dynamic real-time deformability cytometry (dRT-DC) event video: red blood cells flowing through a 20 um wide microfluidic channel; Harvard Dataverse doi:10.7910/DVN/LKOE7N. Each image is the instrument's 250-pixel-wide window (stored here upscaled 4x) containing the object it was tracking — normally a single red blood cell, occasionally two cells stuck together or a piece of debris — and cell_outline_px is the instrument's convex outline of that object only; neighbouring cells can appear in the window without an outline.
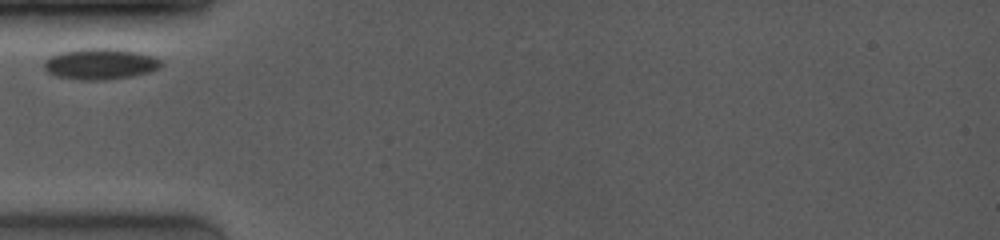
{"species": "common noctule bat (a hibernating species)", "species_latin": "Nyctalus noctula", "temperature_condition": "room temperature", "stored_images_in_passage": 3, "camera_frame_rate_fps": 4000, "um_per_image_px": 0.085, "animal": {"sex": "female", "body_mass_g": 19.0, "forearm_length_mm": 53.3}, "frame": {"image": 1, "passage_image": 1, "time_ms": 0.0, "image_size_px": [1000, 240], "cell_outline_px": [[164, 64], [160, 68], [152, 72], [132, 76], [104, 80], [80, 80], [56, 76], [48, 72], [44, 68], [44, 60], [60, 52], [80, 48], [112, 48], [140, 52], [152, 56], [160, 60]], "centroid_in_image_um": [8.55, 5.43], "position_along_channel_um": 76.4, "area_um2": 21.39}}